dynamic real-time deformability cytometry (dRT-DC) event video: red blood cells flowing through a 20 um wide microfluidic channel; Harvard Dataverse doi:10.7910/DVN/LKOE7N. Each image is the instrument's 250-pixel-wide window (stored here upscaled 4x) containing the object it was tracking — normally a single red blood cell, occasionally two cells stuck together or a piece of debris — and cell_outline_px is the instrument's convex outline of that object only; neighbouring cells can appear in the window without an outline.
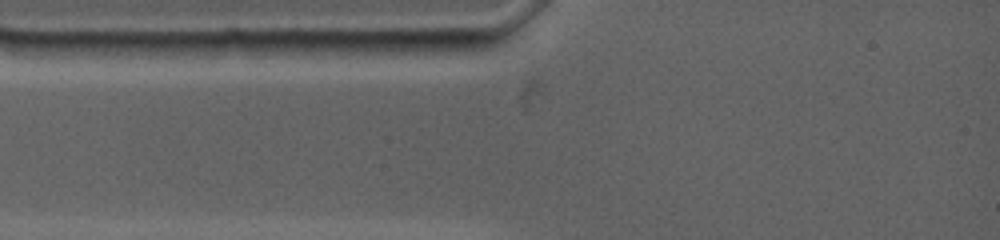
{"species": "common noctule bat (a hibernating species)", "species_latin": "Nyctalus noctula", "temperature_condition": "warm", "stored_images_in_passage": 3, "camera_frame_rate_fps": 4500, "um_per_image_px": 0.085, "animal": {"sex": "female", "body_mass_g": 19.0, "forearm_length_mm": 53.3}, "frame": {"image": 1, "passage_image": 2, "time_ms": 0.444, "image_size_px": [1000, 240], "cell_outline_px": [[500, 36], [496, 44], [488, 48], [448, 52], [396, 52], [380, 40]], "centroid_in_image_um": [37.52, 3.76], "position_along_channel_um": 47.5, "area_um2": 10.17}}